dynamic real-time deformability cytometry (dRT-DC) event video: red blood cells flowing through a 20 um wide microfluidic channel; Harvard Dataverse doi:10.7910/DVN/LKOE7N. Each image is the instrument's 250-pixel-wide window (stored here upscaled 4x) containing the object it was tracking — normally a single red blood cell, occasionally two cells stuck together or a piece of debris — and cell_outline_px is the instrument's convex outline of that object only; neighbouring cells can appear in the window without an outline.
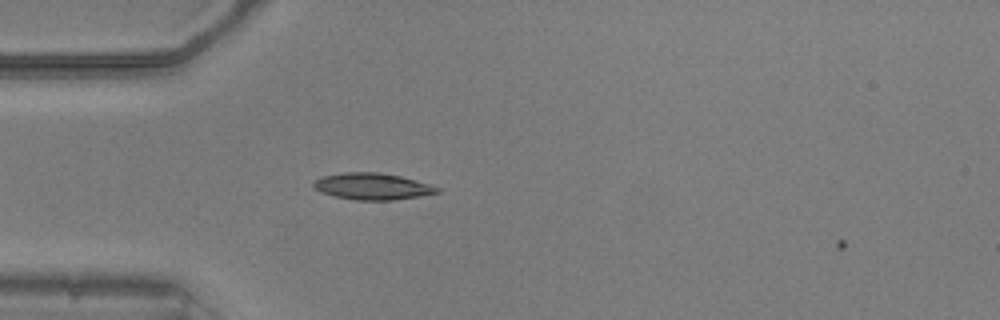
{"species": "common noctule bat (a hibernating species)", "species_latin": "Nyctalus noctula", "temperature_condition": "warm", "stored_images_in_passage": 5, "camera_frame_rate_fps": 3000, "um_per_image_px": 0.085, "animal": {"sex": "male", "body_mass_g": 20.5, "forearm_length_mm": 52.5}, "frame": {"image": 1, "passage_image": 4, "time_ms": 1.0, "image_size_px": [1000, 320], "cell_outline_px": [[440, 192], [420, 196], [392, 200], [356, 200], [336, 196], [320, 192], [312, 184], [316, 180], [324, 176], [344, 172], [380, 172], [400, 176], [428, 184], [440, 188]], "centroid_in_image_um": [31.66, 15.84], "position_along_channel_um": 53.3, "area_um2": 18.9}}